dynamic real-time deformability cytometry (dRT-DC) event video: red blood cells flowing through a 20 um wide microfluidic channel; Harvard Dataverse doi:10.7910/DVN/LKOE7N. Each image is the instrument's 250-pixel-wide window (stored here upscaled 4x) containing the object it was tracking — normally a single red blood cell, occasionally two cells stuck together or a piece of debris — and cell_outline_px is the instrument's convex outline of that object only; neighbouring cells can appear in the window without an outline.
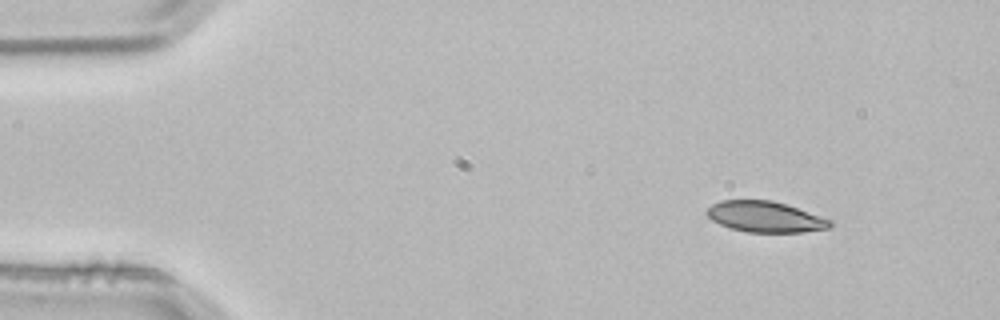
{"species": "common noctule bat (a hibernating species)", "species_latin": "Nyctalus noctula", "temperature_condition": "room temperature", "stored_images_in_passage": 3, "camera_frame_rate_fps": 3000, "um_per_image_px": 0.085, "animal": {"sex": "male", "body_mass_g": 21.5, "forearm_length_mm": 52.0}, "frame": {"image": 1, "passage_image": 1, "time_ms": 0.0, "image_size_px": [1000, 320], "cell_outline_px": [[832, 228], [804, 232], [748, 232], [732, 228], [720, 224], [712, 220], [704, 212], [712, 204], [720, 200], [772, 200], [832, 220]], "centroid_in_image_um": [65.04, 18.43], "position_along_channel_um": 20.0, "area_um2": 22.02}}
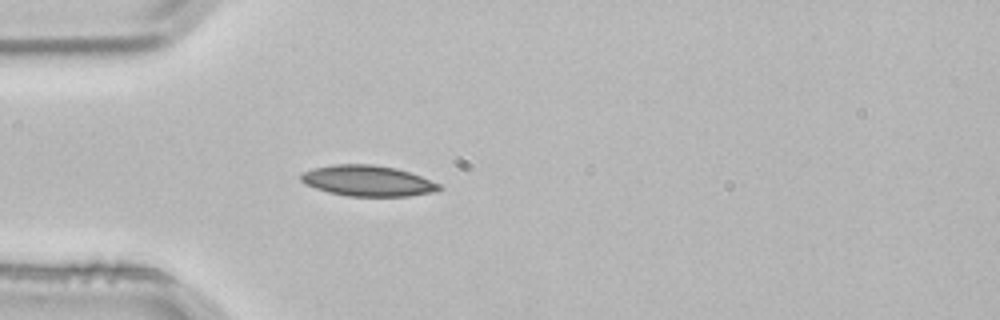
{"frame": {"image": 2, "passage_image": 3, "time_ms": 0.667, "image_size_px": [1000, 320], "cell_outline_px": [[444, 188], [436, 192], [408, 196], [348, 196], [328, 192], [304, 184], [300, 180], [300, 172], [332, 164], [372, 164], [396, 168], [420, 176], [440, 184]], "centroid_in_image_um": [31.25, 15.37], "position_along_channel_um": 53.8, "area_um2": 24.85}}